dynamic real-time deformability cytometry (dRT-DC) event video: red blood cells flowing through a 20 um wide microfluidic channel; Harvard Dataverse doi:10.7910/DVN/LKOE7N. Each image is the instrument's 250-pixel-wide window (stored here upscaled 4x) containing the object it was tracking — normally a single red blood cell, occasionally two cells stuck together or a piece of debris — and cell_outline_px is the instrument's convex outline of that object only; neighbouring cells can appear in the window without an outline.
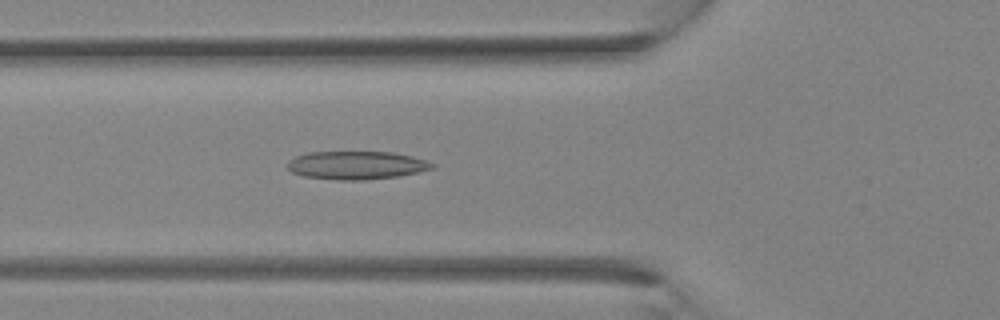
{"species": "Egyptian fruit bat (a non-hibernating species)", "species_latin": "Rousettus aegyptiacus", "temperature_condition": "room temperature", "stored_images_in_passage": 35, "camera_frame_rate_fps": 3000, "um_per_image_px": 0.085, "animal": {"sex": "female"}, "frame": {"image": 1, "passage_image": 13, "time_ms": 4.0, "image_size_px": [1000, 320], "cell_outline_px": [[436, 164], [432, 168], [416, 172], [396, 176], [364, 180], [336, 180], [304, 176], [292, 172], [288, 168], [288, 160], [296, 156], [308, 152], [392, 152], [412, 156]], "centroid_in_image_um": [30.26, 14.04], "position_along_channel_um": 95.5, "area_um2": 23.58}}
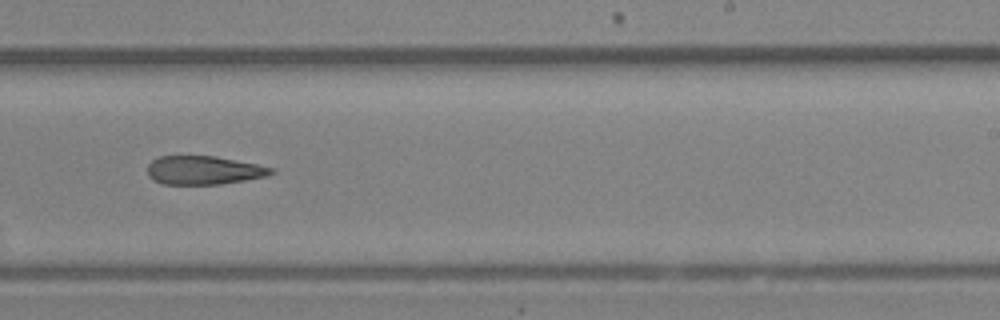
{"frame": {"image": 2, "passage_image": 22, "time_ms": 7.0, "image_size_px": [1000, 320], "cell_outline_px": [[276, 172], [268, 176], [220, 184], [164, 184], [152, 180], [148, 176], [148, 164], [152, 160], [160, 156], [216, 156], [256, 164], [272, 168]], "centroid_in_image_um": [17.3, 14.47], "position_along_channel_um": 271.7, "area_um2": 20.58}}
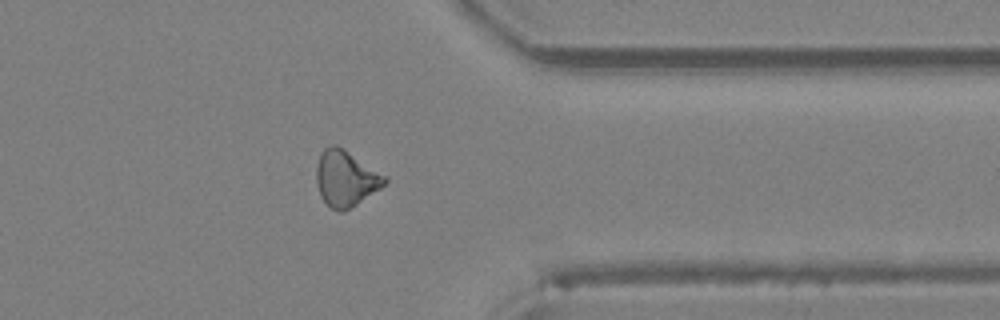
{"frame": {"image": 3, "passage_image": 28, "time_ms": 9.0, "image_size_px": [1000, 320], "cell_outline_px": [[388, 180], [380, 188], [344, 212], [340, 212], [332, 208], [320, 196], [316, 184], [316, 168], [320, 156], [324, 148], [332, 144], [336, 144], [344, 148], [388, 176]], "centroid_in_image_um": [29.39, 15.14], "position_along_channel_um": 382.0, "area_um2": 22.31}}